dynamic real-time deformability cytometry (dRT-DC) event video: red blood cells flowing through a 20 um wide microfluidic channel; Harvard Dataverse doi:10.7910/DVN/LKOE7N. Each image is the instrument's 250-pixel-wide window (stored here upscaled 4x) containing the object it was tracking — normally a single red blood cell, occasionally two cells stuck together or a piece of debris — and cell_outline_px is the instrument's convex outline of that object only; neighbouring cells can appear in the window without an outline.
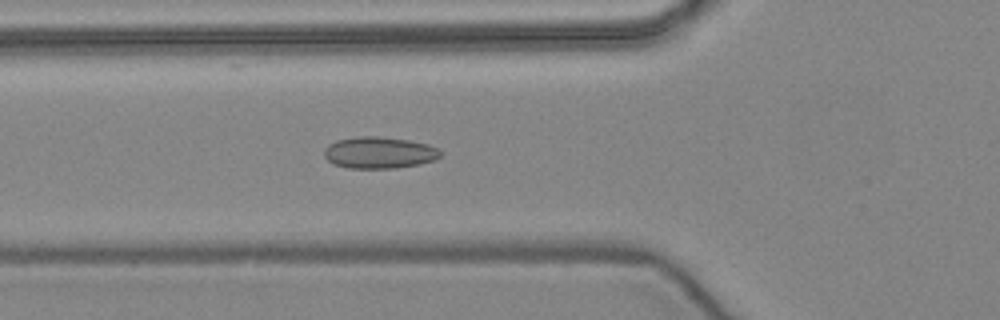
{"species": "common noctule bat (a hibernating species)", "species_latin": "Nyctalus noctula", "temperature_condition": "warm", "stored_images_in_passage": 32, "camera_frame_rate_fps": 3000, "um_per_image_px": 0.085, "animal": {"sex": "female", "body_mass_g": 24.6, "forearm_length_mm": 56.2}, "frame": {"image": 1, "passage_image": 3, "time_ms": 0.667, "image_size_px": [1000, 320], "cell_outline_px": [[440, 156], [436, 160], [420, 164], [396, 168], [348, 168], [332, 164], [324, 156], [324, 148], [328, 144], [336, 140], [356, 136], [380, 136], [408, 140], [428, 144], [436, 148], [440, 152]], "centroid_in_image_um": [32.2, 12.97], "position_along_channel_um": 93.6, "area_um2": 21.62}}
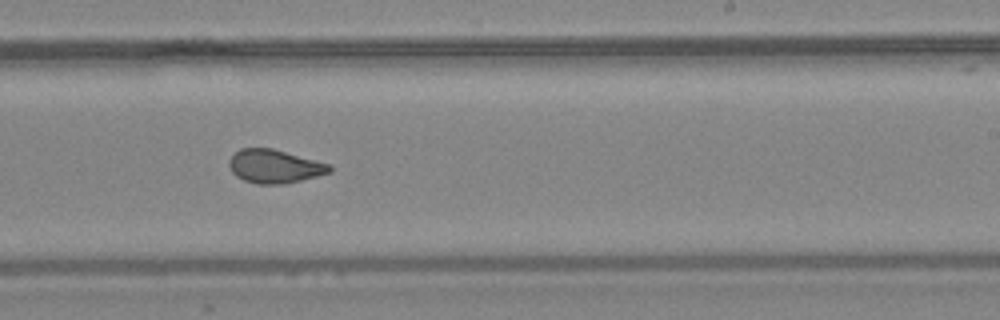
{"frame": {"image": 2, "passage_image": 16, "time_ms": 5.0, "image_size_px": [1000, 320], "cell_outline_px": [[332, 172], [284, 184], [256, 184], [244, 180], [236, 176], [232, 172], [228, 164], [228, 160], [240, 148], [272, 148], [328, 164], [332, 168]], "centroid_in_image_um": [23.3, 14.14], "position_along_channel_um": 265.7, "area_um2": 19.42}}
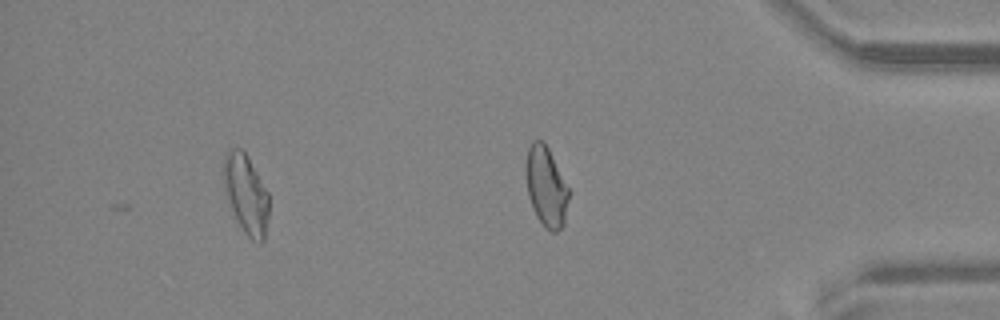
{"frame": {"image": 3, "passage_image": 27, "time_ms": 8.667, "image_size_px": [1000, 320], "cell_outline_px": [[268, 216], [264, 240], [260, 244], [252, 240], [248, 236], [240, 224], [224, 192], [224, 156], [228, 148], [244, 148], [268, 192]], "centroid_in_image_um": [20.92, 16.44], "position_along_channel_um": 414.3, "area_um2": 20.81}, "authors_computed_cell_mechanics": {"area_um2": 19.941, "velocity_mm_per_s": 3.9533, "shape_relaxation_time_tau1_ms": null, "shape_relaxation_time_tau2_ms": 1.1056, "deformation_change_tau1": null, "deformation_change_tau2": 0.0596}}